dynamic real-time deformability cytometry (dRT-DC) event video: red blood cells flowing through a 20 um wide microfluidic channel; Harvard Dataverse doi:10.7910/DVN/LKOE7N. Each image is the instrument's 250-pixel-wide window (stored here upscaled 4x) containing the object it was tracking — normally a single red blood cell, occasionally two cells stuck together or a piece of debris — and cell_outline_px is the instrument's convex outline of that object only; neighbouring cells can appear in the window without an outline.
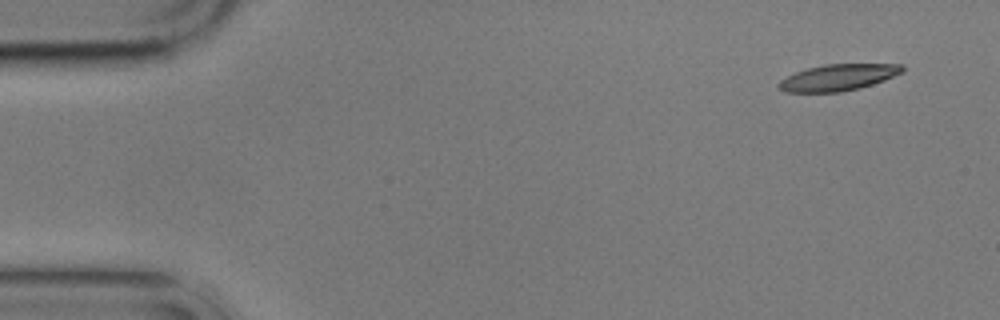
{"species": "common noctule bat (a hibernating species)", "species_latin": "Nyctalus noctula", "temperature_condition": "cold", "stored_images_in_passage": 7, "camera_frame_rate_fps": 3000, "um_per_image_px": 0.085, "animal": {"sex": "male", "body_mass_g": 17.9}, "frame": {"image": 1, "passage_image": 1, "time_ms": 0.0, "image_size_px": [1000, 320], "cell_outline_px": [[904, 72], [884, 80], [860, 88], [840, 92], [784, 92], [776, 84], [780, 80], [796, 72], [808, 68], [824, 64], [904, 64]], "centroid_in_image_um": [71.26, 6.58], "position_along_channel_um": 13.7, "area_um2": 19.02}}
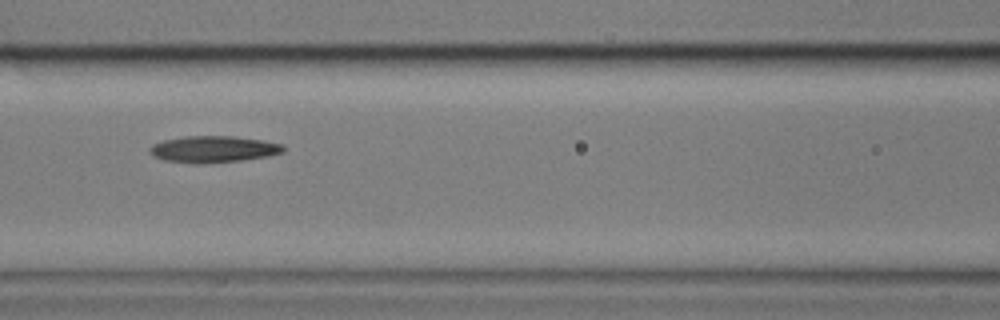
{"frame": {"image": 2, "passage_image": 7, "time_ms": 7.0, "image_size_px": [1000, 320], "cell_outline_px": [[284, 152], [268, 156], [240, 160], [200, 164], [192, 164], [164, 160], [152, 156], [148, 152], [148, 148], [152, 144], [164, 140], [184, 136], [232, 136], [264, 140], [284, 144]], "centroid_in_image_um": [18.1, 12.68], "position_along_channel_um": 148.5, "area_um2": 20.92}}